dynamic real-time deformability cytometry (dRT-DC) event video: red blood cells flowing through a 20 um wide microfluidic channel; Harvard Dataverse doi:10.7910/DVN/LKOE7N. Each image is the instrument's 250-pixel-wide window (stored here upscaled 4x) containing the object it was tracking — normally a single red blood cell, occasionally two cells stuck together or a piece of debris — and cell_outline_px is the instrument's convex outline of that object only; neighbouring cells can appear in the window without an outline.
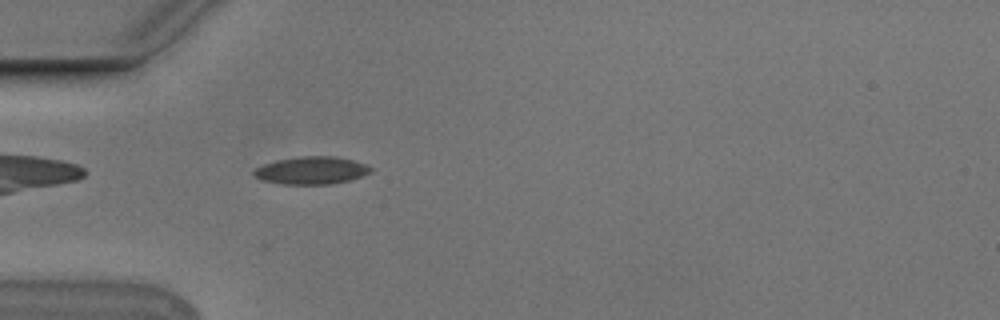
{"species": "Egyptian fruit bat (a non-hibernating species)", "species_latin": "Rousettus aegyptiacus", "temperature_condition": "cold", "stored_images_in_passage": 6, "camera_frame_rate_fps": 3000, "um_per_image_px": 0.085, "animal": {"sex": "male"}, "frame": {"image": 1, "passage_image": 1, "time_ms": 0.0, "image_size_px": [1000, 320], "cell_outline_px": [[372, 172], [348, 180], [332, 184], [284, 184], [264, 180], [256, 176], [252, 172], [256, 168], [264, 164], [276, 160], [300, 156], [336, 156], [352, 160], [364, 164], [372, 168]], "centroid_in_image_um": [26.48, 14.47], "position_along_channel_um": 58.5, "area_um2": 18.55}}
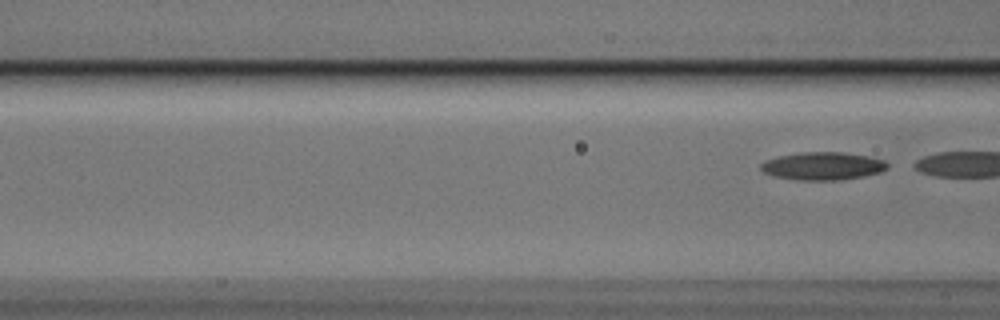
{"frame": {"image": 2, "passage_image": 6, "time_ms": 1.667, "image_size_px": [1000, 320], "cell_outline_px": [[888, 168], [880, 172], [860, 176], [836, 180], [800, 180], [772, 176], [764, 172], [760, 168], [760, 164], [764, 160], [780, 156], [800, 152], [844, 152], [868, 156], [884, 160], [888, 164]], "centroid_in_image_um": [69.91, 14.1], "position_along_channel_um": 96.7, "area_um2": 20.46}}